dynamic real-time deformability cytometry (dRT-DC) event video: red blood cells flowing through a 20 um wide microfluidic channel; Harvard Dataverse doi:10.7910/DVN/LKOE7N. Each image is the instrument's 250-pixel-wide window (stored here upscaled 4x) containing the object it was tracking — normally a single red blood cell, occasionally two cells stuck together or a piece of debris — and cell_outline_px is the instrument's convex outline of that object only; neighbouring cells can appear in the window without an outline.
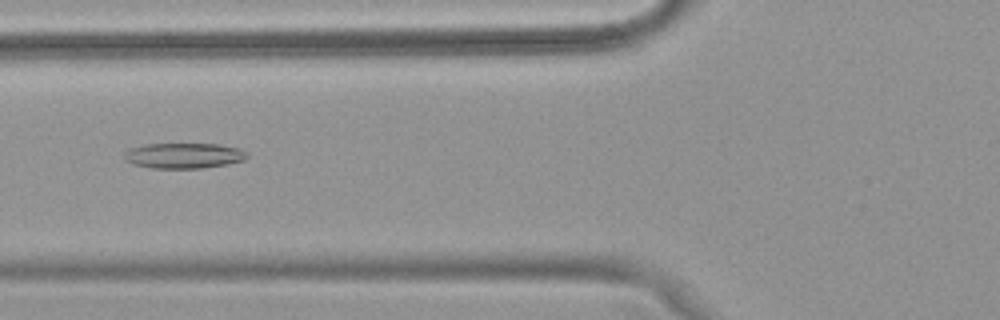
{"species": "common noctule bat (a hibernating species)", "species_latin": "Nyctalus noctula", "temperature_condition": "warm", "stored_images_in_passage": 21, "camera_frame_rate_fps": 3000, "um_per_image_px": 0.085, "animal": {"sex": "female", "body_mass_g": 18.4}, "frame": {"image": 1, "passage_image": 4, "time_ms": 1.0, "image_size_px": [1000, 320], "cell_outline_px": [[248, 156], [244, 160], [228, 164], [200, 168], [152, 168], [132, 164], [124, 160], [124, 152], [128, 148], [144, 144], [216, 144], [240, 148], [248, 152]], "centroid_in_image_um": [15.6, 13.22], "position_along_channel_um": 110.2, "area_um2": 18.38}}
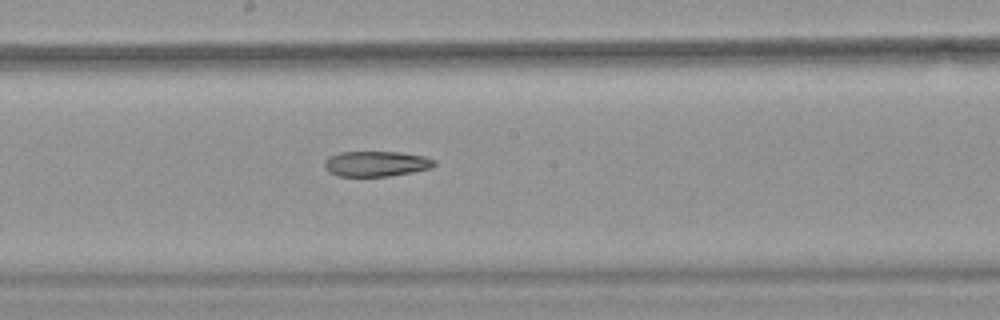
{"frame": {"image": 2, "passage_image": 12, "time_ms": 3.667, "image_size_px": [1000, 320], "cell_outline_px": [[436, 164], [432, 168], [412, 172], [388, 176], [336, 176], [328, 172], [324, 168], [324, 160], [328, 156], [340, 152], [400, 152], [424, 156], [436, 160]], "centroid_in_image_um": [31.95, 13.92], "position_along_channel_um": 216.2, "area_um2": 16.42}}
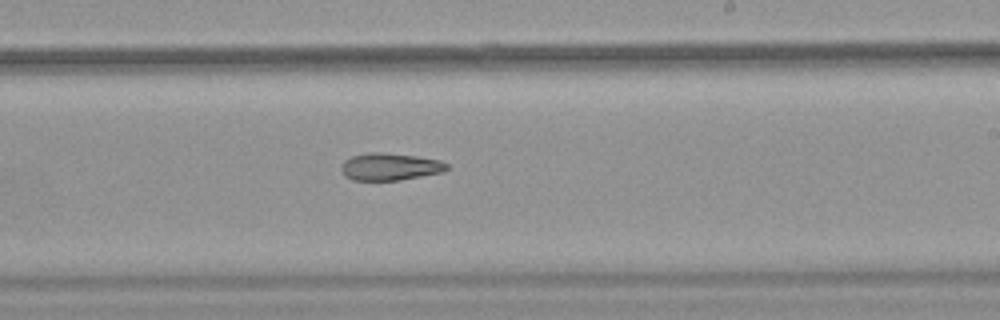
{"frame": {"image": 3, "passage_image": 15, "time_ms": 4.667, "image_size_px": [1000, 320], "cell_outline_px": [[448, 168], [444, 172], [400, 180], [352, 180], [344, 176], [340, 168], [344, 160], [352, 156], [368, 152], [384, 152], [416, 156], [440, 160], [448, 164]], "centroid_in_image_um": [33.13, 14.17], "position_along_channel_um": 255.9, "area_um2": 16.94}}